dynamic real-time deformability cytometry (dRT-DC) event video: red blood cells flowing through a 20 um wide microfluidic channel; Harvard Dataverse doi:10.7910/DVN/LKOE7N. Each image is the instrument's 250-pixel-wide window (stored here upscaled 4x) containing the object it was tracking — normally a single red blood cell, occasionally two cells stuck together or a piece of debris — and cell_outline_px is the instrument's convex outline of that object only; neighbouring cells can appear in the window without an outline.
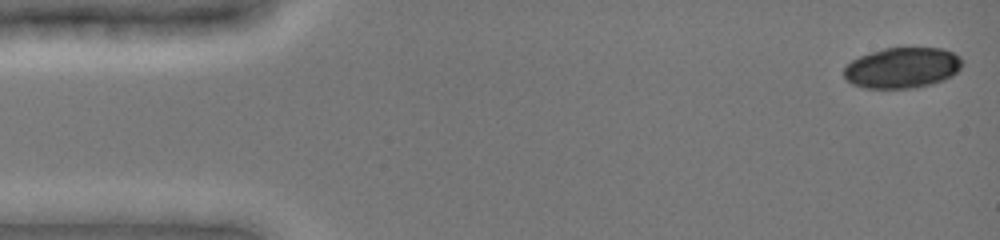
{"species": "common noctule bat (a hibernating species)", "species_latin": "Nyctalus noctula", "temperature_condition": "cold", "stored_images_in_passage": 48, "camera_frame_rate_fps": 3000, "um_per_image_px": 0.085, "animal": {"sex": "female", "body_mass_g": 19.0, "forearm_length_mm": 51.5}, "frame": {"image": 1, "passage_image": 1, "time_ms": 0.0, "image_size_px": [1000, 240], "cell_outline_px": [[964, 64], [952, 76], [944, 80], [932, 84], [916, 88], [864, 88], [852, 84], [844, 76], [844, 68], [852, 60], [860, 56], [884, 48], [944, 48], [960, 56], [964, 60]], "centroid_in_image_um": [76.73, 5.77], "position_along_channel_um": 8.3, "area_um2": 28.21}}
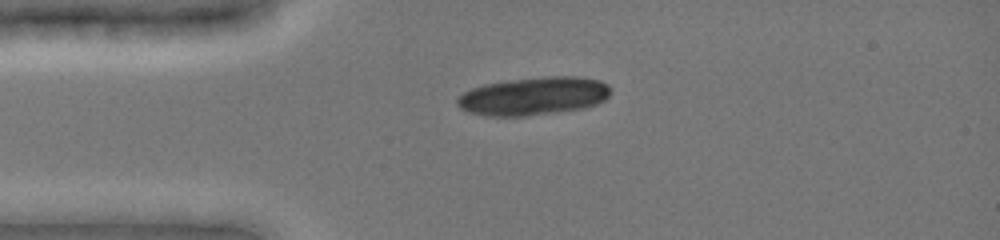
{"frame": {"image": 2, "passage_image": 11, "time_ms": 3.333, "image_size_px": [1000, 240], "cell_outline_px": [[612, 92], [604, 100], [596, 104], [584, 108], [528, 116], [488, 116], [468, 112], [460, 108], [456, 104], [456, 100], [464, 92], [472, 88], [484, 84], [512, 80], [544, 76], [576, 76], [600, 80], [608, 84], [612, 88]], "centroid_in_image_um": [45.38, 8.17], "position_along_channel_um": 39.6, "area_um2": 34.22}}